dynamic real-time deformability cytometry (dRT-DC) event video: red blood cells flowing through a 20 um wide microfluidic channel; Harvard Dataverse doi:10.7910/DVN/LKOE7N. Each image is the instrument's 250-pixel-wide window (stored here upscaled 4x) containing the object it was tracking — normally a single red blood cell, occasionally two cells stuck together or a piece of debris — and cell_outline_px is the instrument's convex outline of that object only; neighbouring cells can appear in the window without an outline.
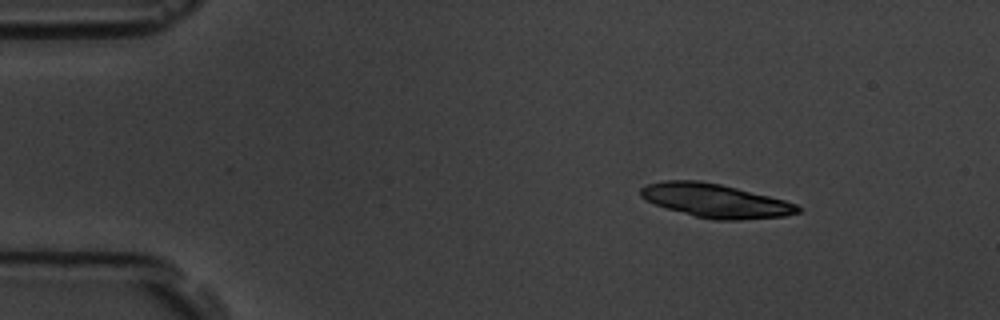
{"species": "common noctule bat (a hibernating species)", "species_latin": "Nyctalus noctula", "temperature_condition": "room temperature", "stored_images_in_passage": 4, "camera_frame_rate_fps": 3000, "um_per_image_px": 0.085, "animal": {"sex": "male", "body_mass_g": 19.5, "forearm_length_mm": 54.6}, "frame": {"image": 1, "passage_image": 2, "time_ms": 1.0, "image_size_px": [1000, 320], "cell_outline_px": [[800, 212], [784, 216], [740, 220], [712, 220], [696, 216], [668, 208], [644, 200], [640, 196], [640, 188], [648, 184], [664, 180], [696, 180], [720, 184], [784, 200], [796, 204], [800, 208]], "centroid_in_image_um": [60.79, 17.06], "position_along_channel_um": 24.2, "area_um2": 30.52}}